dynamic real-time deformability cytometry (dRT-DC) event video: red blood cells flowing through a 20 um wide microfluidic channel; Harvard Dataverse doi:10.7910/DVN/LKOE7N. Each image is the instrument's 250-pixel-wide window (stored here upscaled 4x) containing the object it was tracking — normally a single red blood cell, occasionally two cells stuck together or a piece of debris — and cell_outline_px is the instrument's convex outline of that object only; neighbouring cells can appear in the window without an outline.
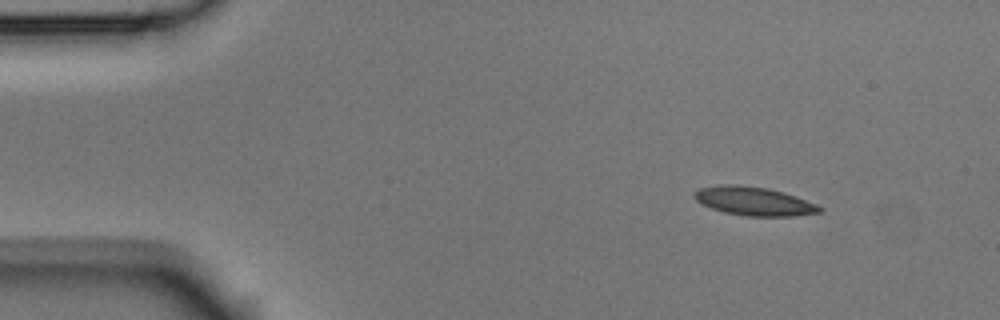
{"species": "Egyptian fruit bat (a non-hibernating species)", "species_latin": "Rousettus aegyptiacus", "temperature_condition": "room temperature", "stored_images_in_passage": 8, "camera_frame_rate_fps": 3000, "um_per_image_px": 0.085, "animal": {"sex": "male"}, "frame": {"image": 1, "passage_image": 1, "time_ms": 0.0, "image_size_px": [1000, 320], "cell_outline_px": [[824, 208], [820, 212], [792, 216], [748, 216], [724, 212], [712, 208], [696, 200], [692, 196], [700, 188], [720, 184], [736, 184], [768, 188], [784, 192], [816, 204]], "centroid_in_image_um": [64.09, 17.09], "position_along_channel_um": 20.9, "area_um2": 20.75}}
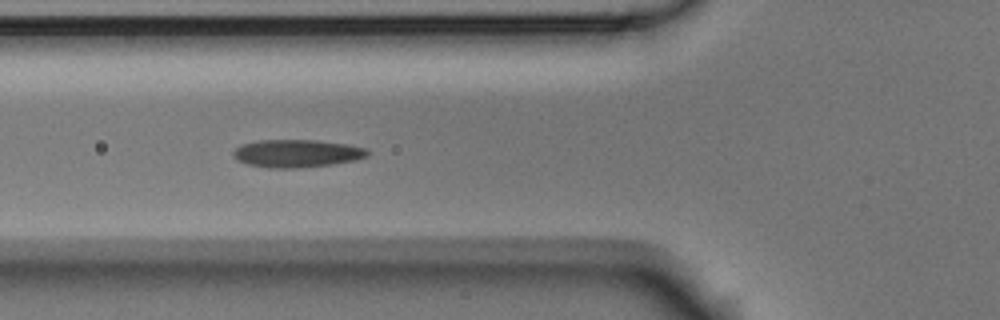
{"frame": {"image": 2, "passage_image": 5, "time_ms": 1.333, "image_size_px": [1000, 320], "cell_outline_px": [[368, 156], [356, 160], [332, 164], [300, 168], [268, 168], [248, 164], [236, 160], [232, 156], [232, 152], [240, 144], [256, 140], [316, 140], [348, 144], [368, 148]], "centroid_in_image_um": [25.21, 13.04], "position_along_channel_um": 100.6, "area_um2": 22.02}}
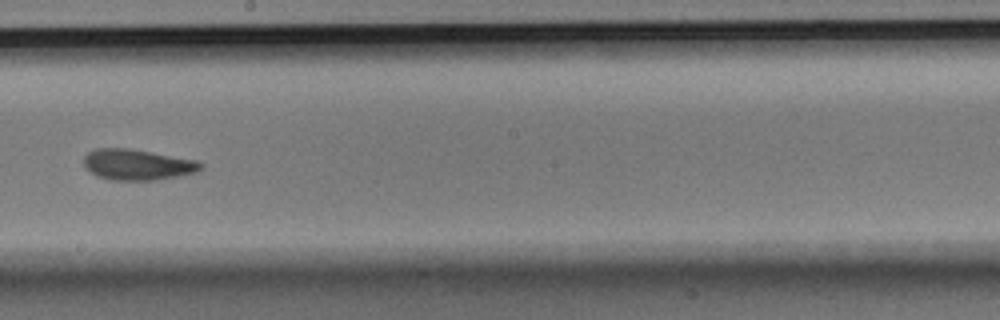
{"frame": {"image": 3, "passage_image": 8, "time_ms": 2.333, "image_size_px": [1000, 320], "cell_outline_px": [[204, 168], [196, 172], [156, 180], [112, 180], [96, 176], [84, 164], [84, 156], [88, 152], [96, 148], [128, 148], [196, 160], [204, 164]], "centroid_in_image_um": [11.69, 13.99], "position_along_channel_um": 236.5, "area_um2": 20.87}}